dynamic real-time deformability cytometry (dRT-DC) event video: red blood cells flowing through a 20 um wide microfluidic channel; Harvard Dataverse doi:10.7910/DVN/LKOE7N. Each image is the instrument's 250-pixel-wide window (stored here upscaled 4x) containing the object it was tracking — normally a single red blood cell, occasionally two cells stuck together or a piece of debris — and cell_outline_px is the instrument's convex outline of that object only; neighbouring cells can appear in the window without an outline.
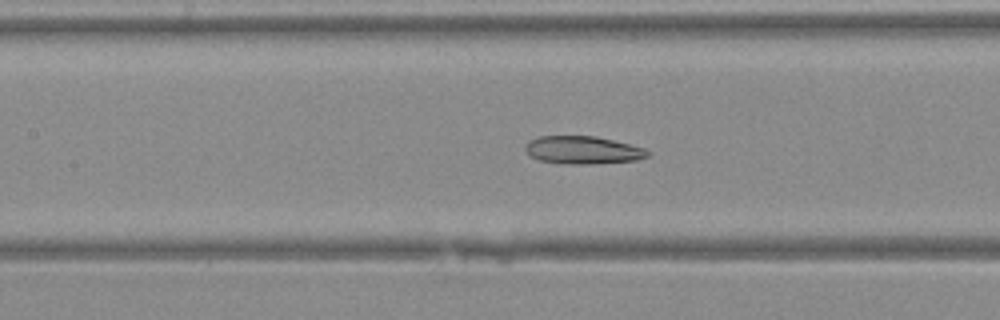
{"species": "Egyptian fruit bat (a non-hibernating species)", "species_latin": "Rousettus aegyptiacus", "temperature_condition": "warm", "stored_images_in_passage": 31, "camera_frame_rate_fps": 3000, "um_per_image_px": 0.085, "animal": {"sex": "female"}, "frame": {"image": 1, "passage_image": 9, "time_ms": 2.667, "image_size_px": [1000, 320], "cell_outline_px": [[652, 152], [648, 156], [636, 160], [592, 164], [564, 164], [540, 160], [528, 156], [524, 148], [524, 144], [528, 140], [536, 136], [596, 136], [644, 148]], "centroid_in_image_um": [49.48, 12.75], "position_along_channel_um": 157.9, "area_um2": 20.06}}
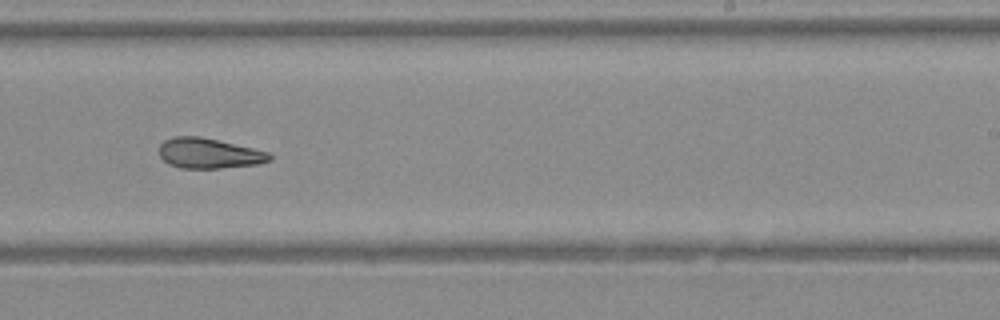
{"frame": {"image": 2, "passage_image": 16, "time_ms": 5.0, "image_size_px": [1000, 320], "cell_outline_px": [[272, 160], [260, 164], [220, 168], [180, 168], [168, 164], [160, 156], [160, 144], [164, 140], [176, 136], [200, 136], [272, 152]], "centroid_in_image_um": [17.81, 13.03], "position_along_channel_um": 271.2, "area_um2": 19.65}}
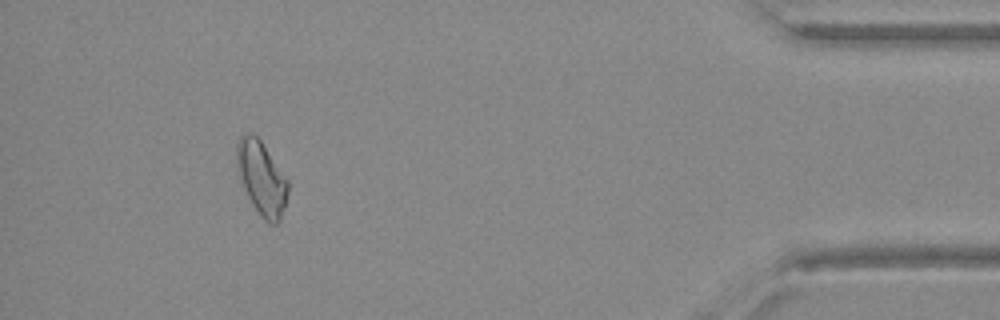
{"frame": {"image": 3, "passage_image": 28, "time_ms": 9.0, "image_size_px": [1000, 320], "cell_outline_px": [[288, 192], [280, 220], [276, 224], [268, 224], [260, 216], [252, 204], [244, 188], [236, 164], [236, 144], [240, 136], [248, 132], [256, 136], [260, 140], [288, 180]], "centroid_in_image_um": [22.22, 15.15], "position_along_channel_um": 413.0, "area_um2": 21.73}}